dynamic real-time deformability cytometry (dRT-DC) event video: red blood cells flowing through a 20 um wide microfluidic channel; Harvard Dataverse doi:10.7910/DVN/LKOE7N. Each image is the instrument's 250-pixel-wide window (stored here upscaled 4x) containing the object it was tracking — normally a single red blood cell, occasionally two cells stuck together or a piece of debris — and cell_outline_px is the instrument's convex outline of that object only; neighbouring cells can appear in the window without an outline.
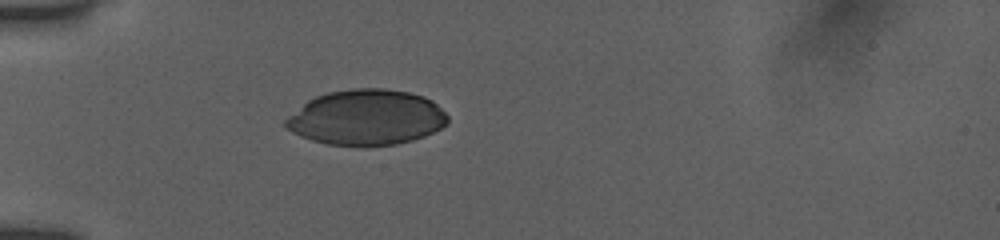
{"species": "human", "species_latin": "Homo sapiens", "temperature_condition": "room temperature", "stored_images_in_passage": 37, "camera_frame_rate_fps": 3000, "um_per_image_px": 0.085, "donor": {"sex": "female"}, "frame": {"image": 1, "passage_image": 1, "time_ms": 0.0, "image_size_px": [1000, 240], "cell_outline_px": [[448, 120], [440, 128], [424, 136], [412, 140], [396, 144], [328, 144], [312, 140], [300, 136], [284, 128], [284, 120], [288, 116], [308, 100], [316, 96], [328, 92], [352, 88], [384, 88], [408, 92], [424, 96], [432, 100], [448, 116]], "centroid_in_image_um": [31.12, 9.96], "position_along_channel_um": 53.9, "area_um2": 51.79}}
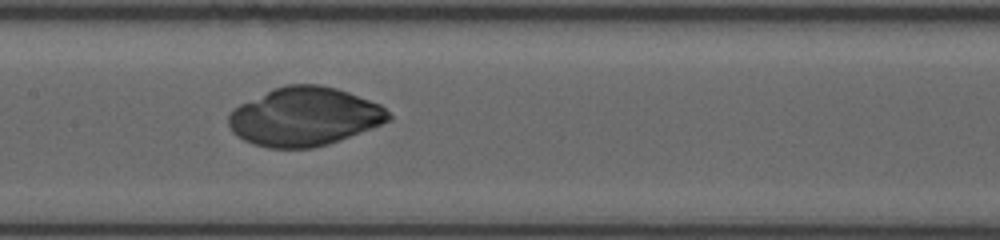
{"frame": {"image": 2, "passage_image": 12, "time_ms": 3.667, "image_size_px": [1000, 240], "cell_outline_px": [[392, 120], [372, 128], [340, 140], [328, 144], [312, 148], [268, 148], [244, 140], [236, 136], [232, 132], [228, 124], [228, 116], [232, 108], [272, 88], [288, 84], [320, 84], [336, 88], [348, 92], [380, 104], [392, 116]], "centroid_in_image_um": [25.86, 9.91], "position_along_channel_um": 181.5, "area_um2": 54.79}}
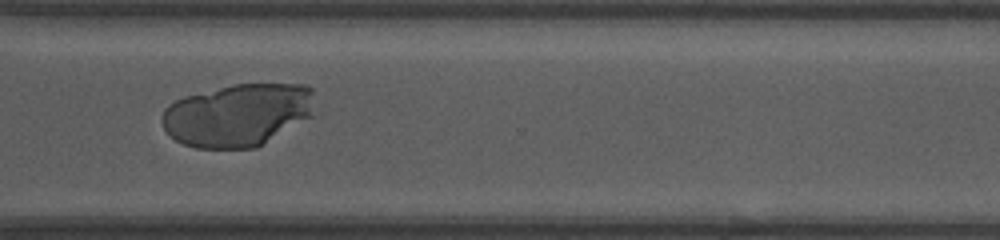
{"frame": {"image": 3, "passage_image": 25, "time_ms": 8.0, "image_size_px": [1000, 240], "cell_outline_px": [[316, 116], [256, 148], [196, 148], [184, 144], [176, 140], [164, 128], [160, 120], [160, 116], [164, 108], [168, 104], [184, 96], [232, 84], [308, 84], [312, 88]], "centroid_in_image_um": [20.26, 9.76], "position_along_channel_um": 350.3, "area_um2": 56.82}}